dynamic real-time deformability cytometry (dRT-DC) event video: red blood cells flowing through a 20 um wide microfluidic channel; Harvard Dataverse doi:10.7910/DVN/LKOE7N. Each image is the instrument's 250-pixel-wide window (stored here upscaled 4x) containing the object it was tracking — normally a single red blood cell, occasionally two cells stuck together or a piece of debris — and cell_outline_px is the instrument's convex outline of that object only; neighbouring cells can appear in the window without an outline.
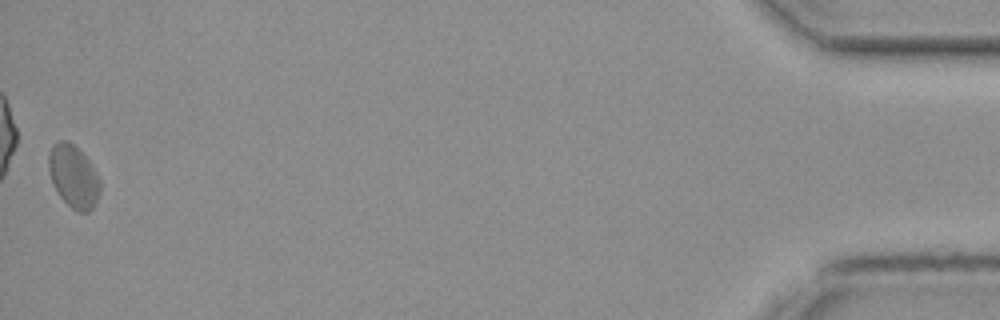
{"species": "common noctule bat (a hibernating species)", "species_latin": "Nyctalus noctula", "temperature_condition": "cold", "stored_images_in_passage": 48, "camera_frame_rate_fps": 3000, "um_per_image_px": 0.085, "animal": {"sex": "female", "body_mass_g": 19.3, "forearm_length_mm": 54.1}, "frame": {"image": 1, "passage_image": 48, "time_ms": 15.667, "image_size_px": [1000, 320], "cell_outline_px": [[100, 192], [96, 204], [88, 212], [76, 212], [60, 196], [52, 180], [48, 168], [48, 156], [52, 144], [60, 140], [68, 140], [88, 160], [96, 172], [100, 180]], "centroid_in_image_um": [6.25, 15.0], "position_along_channel_um": 428.9, "area_um2": 18.61}}